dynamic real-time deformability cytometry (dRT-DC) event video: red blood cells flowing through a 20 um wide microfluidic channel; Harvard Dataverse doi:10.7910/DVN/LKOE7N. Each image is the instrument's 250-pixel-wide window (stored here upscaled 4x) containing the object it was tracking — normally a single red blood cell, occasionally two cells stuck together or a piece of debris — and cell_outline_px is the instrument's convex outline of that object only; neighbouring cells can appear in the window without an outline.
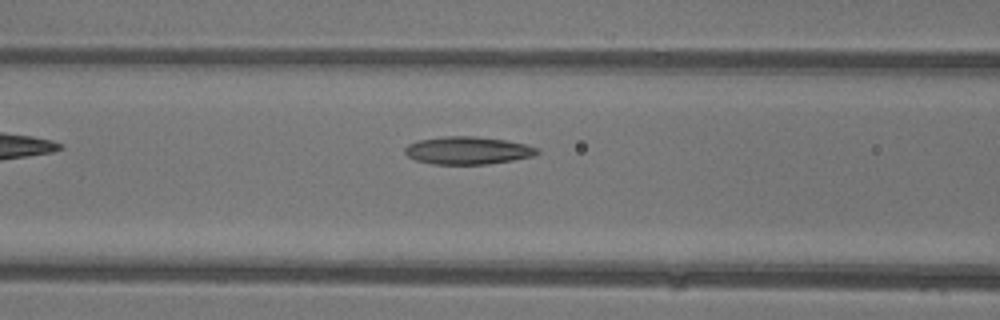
{"species": "common noctule bat (a hibernating species)", "species_latin": "Nyctalus noctula", "temperature_condition": "warm", "stored_images_in_passage": 6, "camera_frame_rate_fps": 3000, "um_per_image_px": 0.085, "animal": {"sex": "female"}, "frame": {"image": 1, "passage_image": 6, "time_ms": 6.0, "image_size_px": [1000, 320], "cell_outline_px": [[540, 152], [532, 156], [512, 160], [488, 164], [432, 164], [416, 160], [408, 156], [404, 152], [404, 148], [408, 144], [416, 140], [444, 136], [476, 136], [504, 140], [528, 144], [540, 148]], "centroid_in_image_um": [39.76, 12.78], "position_along_channel_um": 126.8, "area_um2": 21.5}}